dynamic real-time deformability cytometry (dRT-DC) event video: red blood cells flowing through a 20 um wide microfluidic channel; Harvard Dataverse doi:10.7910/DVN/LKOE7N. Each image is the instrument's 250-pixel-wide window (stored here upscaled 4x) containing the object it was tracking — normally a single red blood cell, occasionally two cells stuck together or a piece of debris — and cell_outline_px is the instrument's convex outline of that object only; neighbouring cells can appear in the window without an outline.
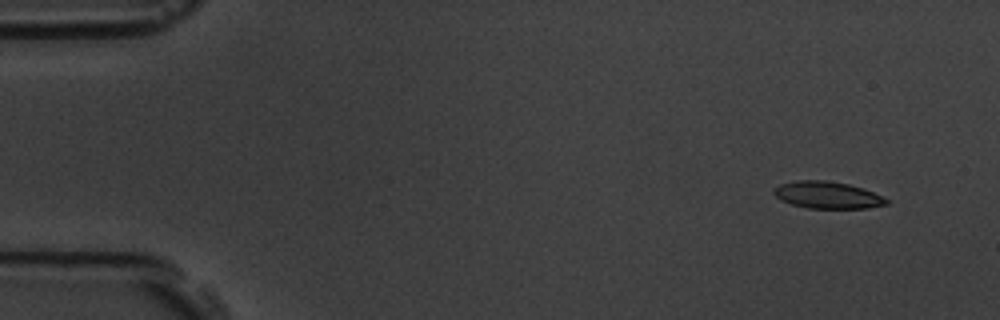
{"species": "common noctule bat (a hibernating species)", "species_latin": "Nyctalus noctula", "temperature_condition": "room temperature", "stored_images_in_passage": 5, "camera_frame_rate_fps": 3000, "um_per_image_px": 0.085, "animal": {"sex": "male", "body_mass_g": 19.5, "forearm_length_mm": 54.6}, "frame": {"image": 1, "passage_image": 2, "time_ms": 0.333, "image_size_px": [1000, 320], "cell_outline_px": [[888, 204], [868, 208], [808, 208], [792, 204], [780, 200], [772, 192], [772, 188], [780, 184], [796, 180], [828, 180], [848, 184], [864, 188], [888, 200]], "centroid_in_image_um": [70.29, 16.57], "position_along_channel_um": 14.7, "area_um2": 17.74}}
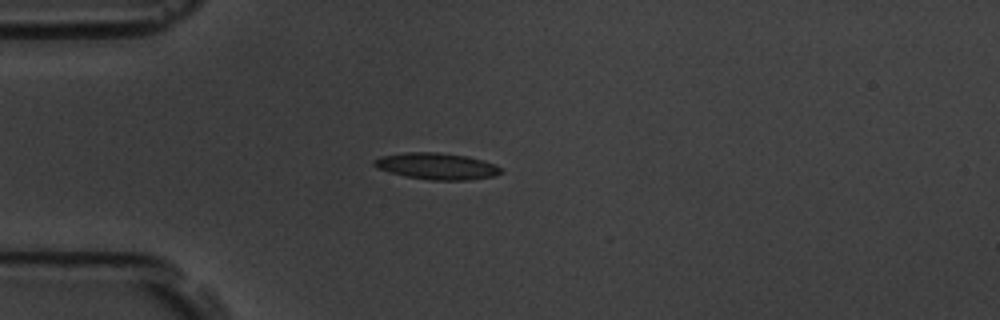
{"frame": {"image": 2, "passage_image": 5, "time_ms": 1.333, "image_size_px": [1000, 320], "cell_outline_px": [[504, 172], [496, 176], [468, 180], [432, 180], [404, 176], [388, 172], [372, 164], [372, 160], [380, 156], [404, 152], [436, 152], [468, 156], [484, 160], [496, 164]], "centroid_in_image_um": [37.14, 14.12], "position_along_channel_um": 47.9, "area_um2": 19.83}}